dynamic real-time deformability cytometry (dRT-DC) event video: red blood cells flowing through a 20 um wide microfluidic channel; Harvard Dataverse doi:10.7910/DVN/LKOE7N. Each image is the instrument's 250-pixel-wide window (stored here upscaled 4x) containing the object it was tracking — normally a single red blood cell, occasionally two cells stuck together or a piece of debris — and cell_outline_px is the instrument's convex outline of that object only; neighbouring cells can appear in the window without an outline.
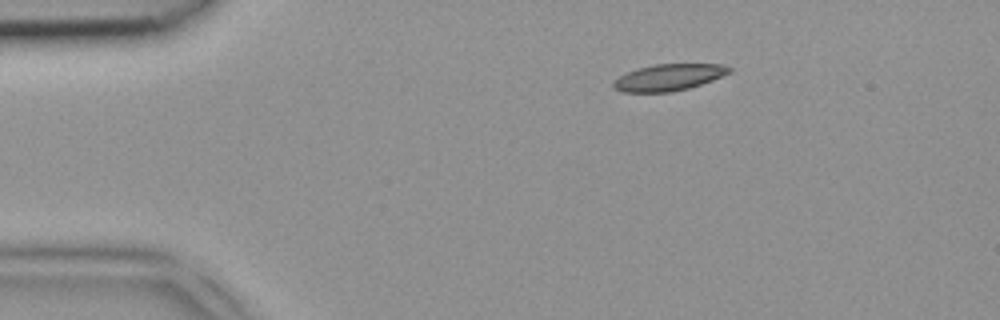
{"species": "common noctule bat (a hibernating species)", "species_latin": "Nyctalus noctula", "temperature_condition": "room temperature", "stored_images_in_passage": 2, "camera_frame_rate_fps": 3000, "um_per_image_px": 0.085, "animal": {"sex": "female", "body_mass_g": 18.4}, "frame": {"image": 1, "passage_image": 1, "time_ms": 0.0, "image_size_px": [1000, 320], "cell_outline_px": [[732, 72], [712, 80], [688, 88], [672, 92], [620, 92], [612, 88], [612, 80], [628, 72], [640, 68], [656, 64], [724, 64], [732, 68]], "centroid_in_image_um": [56.83, 6.58], "position_along_channel_um": 28.2, "area_um2": 17.98}}